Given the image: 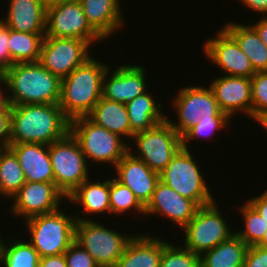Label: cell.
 <instances>
[{"instance_id":"19","label":"cell","mask_w":267,"mask_h":267,"mask_svg":"<svg viewBox=\"0 0 267 267\" xmlns=\"http://www.w3.org/2000/svg\"><path fill=\"white\" fill-rule=\"evenodd\" d=\"M116 172V173H115ZM114 178L127 186L145 207L150 201L160 174L151 170L130 152L115 165Z\"/></svg>"},{"instance_id":"34","label":"cell","mask_w":267,"mask_h":267,"mask_svg":"<svg viewBox=\"0 0 267 267\" xmlns=\"http://www.w3.org/2000/svg\"><path fill=\"white\" fill-rule=\"evenodd\" d=\"M231 119L229 117H201L183 136L182 147L189 148V142L198 137H211L217 131H222L229 128ZM228 127V128H226ZM222 129V130H221ZM204 136V137H203Z\"/></svg>"},{"instance_id":"21","label":"cell","mask_w":267,"mask_h":267,"mask_svg":"<svg viewBox=\"0 0 267 267\" xmlns=\"http://www.w3.org/2000/svg\"><path fill=\"white\" fill-rule=\"evenodd\" d=\"M159 237L134 234L114 267H160L163 248L168 241Z\"/></svg>"},{"instance_id":"28","label":"cell","mask_w":267,"mask_h":267,"mask_svg":"<svg viewBox=\"0 0 267 267\" xmlns=\"http://www.w3.org/2000/svg\"><path fill=\"white\" fill-rule=\"evenodd\" d=\"M249 246L236 234L200 255L201 267H242Z\"/></svg>"},{"instance_id":"31","label":"cell","mask_w":267,"mask_h":267,"mask_svg":"<svg viewBox=\"0 0 267 267\" xmlns=\"http://www.w3.org/2000/svg\"><path fill=\"white\" fill-rule=\"evenodd\" d=\"M26 182L17 156L10 148L0 149V195L11 199Z\"/></svg>"},{"instance_id":"43","label":"cell","mask_w":267,"mask_h":267,"mask_svg":"<svg viewBox=\"0 0 267 267\" xmlns=\"http://www.w3.org/2000/svg\"><path fill=\"white\" fill-rule=\"evenodd\" d=\"M243 3L242 5L248 7L253 12L262 13L267 16V0H238Z\"/></svg>"},{"instance_id":"20","label":"cell","mask_w":267,"mask_h":267,"mask_svg":"<svg viewBox=\"0 0 267 267\" xmlns=\"http://www.w3.org/2000/svg\"><path fill=\"white\" fill-rule=\"evenodd\" d=\"M9 148L17 156L28 182L54 183L52 163L48 145L39 143L10 144Z\"/></svg>"},{"instance_id":"32","label":"cell","mask_w":267,"mask_h":267,"mask_svg":"<svg viewBox=\"0 0 267 267\" xmlns=\"http://www.w3.org/2000/svg\"><path fill=\"white\" fill-rule=\"evenodd\" d=\"M113 178V179H112ZM109 179V199L111 215H123L128 211L141 213L145 216V207L139 202L135 194L114 177Z\"/></svg>"},{"instance_id":"18","label":"cell","mask_w":267,"mask_h":267,"mask_svg":"<svg viewBox=\"0 0 267 267\" xmlns=\"http://www.w3.org/2000/svg\"><path fill=\"white\" fill-rule=\"evenodd\" d=\"M219 109L230 119L235 114H246L251 118V79L246 77L218 76L209 84Z\"/></svg>"},{"instance_id":"14","label":"cell","mask_w":267,"mask_h":267,"mask_svg":"<svg viewBox=\"0 0 267 267\" xmlns=\"http://www.w3.org/2000/svg\"><path fill=\"white\" fill-rule=\"evenodd\" d=\"M10 200H13L9 208L10 213L26 220L58 210L59 205L66 201V197L57 189L55 183L26 181Z\"/></svg>"},{"instance_id":"16","label":"cell","mask_w":267,"mask_h":267,"mask_svg":"<svg viewBox=\"0 0 267 267\" xmlns=\"http://www.w3.org/2000/svg\"><path fill=\"white\" fill-rule=\"evenodd\" d=\"M146 73L145 67L139 64L124 63L115 69L109 66L103 77L102 97L125 105L130 103L136 96L148 91Z\"/></svg>"},{"instance_id":"42","label":"cell","mask_w":267,"mask_h":267,"mask_svg":"<svg viewBox=\"0 0 267 267\" xmlns=\"http://www.w3.org/2000/svg\"><path fill=\"white\" fill-rule=\"evenodd\" d=\"M38 267H67L64 253L55 256L41 257Z\"/></svg>"},{"instance_id":"45","label":"cell","mask_w":267,"mask_h":267,"mask_svg":"<svg viewBox=\"0 0 267 267\" xmlns=\"http://www.w3.org/2000/svg\"><path fill=\"white\" fill-rule=\"evenodd\" d=\"M0 109L7 103V99H6V93L7 91L4 90V83L2 80H0ZM3 87V90L4 92L2 91V88Z\"/></svg>"},{"instance_id":"13","label":"cell","mask_w":267,"mask_h":267,"mask_svg":"<svg viewBox=\"0 0 267 267\" xmlns=\"http://www.w3.org/2000/svg\"><path fill=\"white\" fill-rule=\"evenodd\" d=\"M90 49L82 39L44 36L39 63L62 80L92 57Z\"/></svg>"},{"instance_id":"40","label":"cell","mask_w":267,"mask_h":267,"mask_svg":"<svg viewBox=\"0 0 267 267\" xmlns=\"http://www.w3.org/2000/svg\"><path fill=\"white\" fill-rule=\"evenodd\" d=\"M242 267H267V247L249 246Z\"/></svg>"},{"instance_id":"1","label":"cell","mask_w":267,"mask_h":267,"mask_svg":"<svg viewBox=\"0 0 267 267\" xmlns=\"http://www.w3.org/2000/svg\"><path fill=\"white\" fill-rule=\"evenodd\" d=\"M70 132V120L59 104L11 106V144L50 145Z\"/></svg>"},{"instance_id":"39","label":"cell","mask_w":267,"mask_h":267,"mask_svg":"<svg viewBox=\"0 0 267 267\" xmlns=\"http://www.w3.org/2000/svg\"><path fill=\"white\" fill-rule=\"evenodd\" d=\"M11 144V105L7 102L0 109V149L9 148Z\"/></svg>"},{"instance_id":"8","label":"cell","mask_w":267,"mask_h":267,"mask_svg":"<svg viewBox=\"0 0 267 267\" xmlns=\"http://www.w3.org/2000/svg\"><path fill=\"white\" fill-rule=\"evenodd\" d=\"M131 140L128 152L159 174L182 147V137L167 119L151 129L134 134Z\"/></svg>"},{"instance_id":"49","label":"cell","mask_w":267,"mask_h":267,"mask_svg":"<svg viewBox=\"0 0 267 267\" xmlns=\"http://www.w3.org/2000/svg\"><path fill=\"white\" fill-rule=\"evenodd\" d=\"M3 73H4V71L0 68V80L3 79Z\"/></svg>"},{"instance_id":"5","label":"cell","mask_w":267,"mask_h":267,"mask_svg":"<svg viewBox=\"0 0 267 267\" xmlns=\"http://www.w3.org/2000/svg\"><path fill=\"white\" fill-rule=\"evenodd\" d=\"M70 133L78 141L87 162L115 167L129 150V143L123 137L96 125L87 116L72 119Z\"/></svg>"},{"instance_id":"35","label":"cell","mask_w":267,"mask_h":267,"mask_svg":"<svg viewBox=\"0 0 267 267\" xmlns=\"http://www.w3.org/2000/svg\"><path fill=\"white\" fill-rule=\"evenodd\" d=\"M160 267H201V258L183 245L168 242L163 248Z\"/></svg>"},{"instance_id":"25","label":"cell","mask_w":267,"mask_h":267,"mask_svg":"<svg viewBox=\"0 0 267 267\" xmlns=\"http://www.w3.org/2000/svg\"><path fill=\"white\" fill-rule=\"evenodd\" d=\"M87 117L96 125L123 136L124 140L127 138V143L130 142L131 126L125 104L101 97Z\"/></svg>"},{"instance_id":"30","label":"cell","mask_w":267,"mask_h":267,"mask_svg":"<svg viewBox=\"0 0 267 267\" xmlns=\"http://www.w3.org/2000/svg\"><path fill=\"white\" fill-rule=\"evenodd\" d=\"M45 33L18 32L10 29L9 51L14 63L39 62Z\"/></svg>"},{"instance_id":"15","label":"cell","mask_w":267,"mask_h":267,"mask_svg":"<svg viewBox=\"0 0 267 267\" xmlns=\"http://www.w3.org/2000/svg\"><path fill=\"white\" fill-rule=\"evenodd\" d=\"M207 60L218 66L224 75L251 78L256 72L236 40L223 28L203 44Z\"/></svg>"},{"instance_id":"17","label":"cell","mask_w":267,"mask_h":267,"mask_svg":"<svg viewBox=\"0 0 267 267\" xmlns=\"http://www.w3.org/2000/svg\"><path fill=\"white\" fill-rule=\"evenodd\" d=\"M199 206L186 197L181 196L174 189L159 180L148 204L145 206V215L167 217L173 224L182 230L194 217Z\"/></svg>"},{"instance_id":"11","label":"cell","mask_w":267,"mask_h":267,"mask_svg":"<svg viewBox=\"0 0 267 267\" xmlns=\"http://www.w3.org/2000/svg\"><path fill=\"white\" fill-rule=\"evenodd\" d=\"M174 98L172 107L176 112L177 122L167 120L182 137L199 119L205 117H228L218 106L210 87L188 85L181 87Z\"/></svg>"},{"instance_id":"46","label":"cell","mask_w":267,"mask_h":267,"mask_svg":"<svg viewBox=\"0 0 267 267\" xmlns=\"http://www.w3.org/2000/svg\"><path fill=\"white\" fill-rule=\"evenodd\" d=\"M67 1H70V0H41V2L46 8L59 4V3L67 2Z\"/></svg>"},{"instance_id":"38","label":"cell","mask_w":267,"mask_h":267,"mask_svg":"<svg viewBox=\"0 0 267 267\" xmlns=\"http://www.w3.org/2000/svg\"><path fill=\"white\" fill-rule=\"evenodd\" d=\"M10 28L0 19V68L5 71L15 63L9 51Z\"/></svg>"},{"instance_id":"27","label":"cell","mask_w":267,"mask_h":267,"mask_svg":"<svg viewBox=\"0 0 267 267\" xmlns=\"http://www.w3.org/2000/svg\"><path fill=\"white\" fill-rule=\"evenodd\" d=\"M223 28L236 40L256 72L267 71V46L250 24L246 26L245 24L227 22Z\"/></svg>"},{"instance_id":"3","label":"cell","mask_w":267,"mask_h":267,"mask_svg":"<svg viewBox=\"0 0 267 267\" xmlns=\"http://www.w3.org/2000/svg\"><path fill=\"white\" fill-rule=\"evenodd\" d=\"M109 65L93 57L61 80L59 106L71 121L87 116L102 97L103 77Z\"/></svg>"},{"instance_id":"12","label":"cell","mask_w":267,"mask_h":267,"mask_svg":"<svg viewBox=\"0 0 267 267\" xmlns=\"http://www.w3.org/2000/svg\"><path fill=\"white\" fill-rule=\"evenodd\" d=\"M45 36L82 39L90 45L104 41L88 23L79 0L46 8Z\"/></svg>"},{"instance_id":"23","label":"cell","mask_w":267,"mask_h":267,"mask_svg":"<svg viewBox=\"0 0 267 267\" xmlns=\"http://www.w3.org/2000/svg\"><path fill=\"white\" fill-rule=\"evenodd\" d=\"M88 23L104 39L125 24L119 0H79ZM124 21V22H123Z\"/></svg>"},{"instance_id":"4","label":"cell","mask_w":267,"mask_h":267,"mask_svg":"<svg viewBox=\"0 0 267 267\" xmlns=\"http://www.w3.org/2000/svg\"><path fill=\"white\" fill-rule=\"evenodd\" d=\"M66 213V214H65ZM77 219L74 214L58 209L25 220L29 242L40 257L63 254L75 241Z\"/></svg>"},{"instance_id":"37","label":"cell","mask_w":267,"mask_h":267,"mask_svg":"<svg viewBox=\"0 0 267 267\" xmlns=\"http://www.w3.org/2000/svg\"><path fill=\"white\" fill-rule=\"evenodd\" d=\"M67 267H99L94 258L76 241L64 252Z\"/></svg>"},{"instance_id":"7","label":"cell","mask_w":267,"mask_h":267,"mask_svg":"<svg viewBox=\"0 0 267 267\" xmlns=\"http://www.w3.org/2000/svg\"><path fill=\"white\" fill-rule=\"evenodd\" d=\"M80 217L75 226V241L95 260L99 267H114L134 236L111 230L94 219Z\"/></svg>"},{"instance_id":"41","label":"cell","mask_w":267,"mask_h":267,"mask_svg":"<svg viewBox=\"0 0 267 267\" xmlns=\"http://www.w3.org/2000/svg\"><path fill=\"white\" fill-rule=\"evenodd\" d=\"M247 202L260 214V216L267 222V189L258 196L252 199L248 198Z\"/></svg>"},{"instance_id":"9","label":"cell","mask_w":267,"mask_h":267,"mask_svg":"<svg viewBox=\"0 0 267 267\" xmlns=\"http://www.w3.org/2000/svg\"><path fill=\"white\" fill-rule=\"evenodd\" d=\"M54 183L67 198L89 178V167L78 141L69 132L63 139L48 145Z\"/></svg>"},{"instance_id":"47","label":"cell","mask_w":267,"mask_h":267,"mask_svg":"<svg viewBox=\"0 0 267 267\" xmlns=\"http://www.w3.org/2000/svg\"><path fill=\"white\" fill-rule=\"evenodd\" d=\"M256 122L260 124L266 130L265 132L267 133V113L258 118Z\"/></svg>"},{"instance_id":"26","label":"cell","mask_w":267,"mask_h":267,"mask_svg":"<svg viewBox=\"0 0 267 267\" xmlns=\"http://www.w3.org/2000/svg\"><path fill=\"white\" fill-rule=\"evenodd\" d=\"M150 92L136 96L126 104L129 123L131 126V139L134 134L155 127L167 119V114L162 111V104L156 102Z\"/></svg>"},{"instance_id":"2","label":"cell","mask_w":267,"mask_h":267,"mask_svg":"<svg viewBox=\"0 0 267 267\" xmlns=\"http://www.w3.org/2000/svg\"><path fill=\"white\" fill-rule=\"evenodd\" d=\"M2 81L10 92L6 99L11 106L60 101L61 79L39 62L15 63L4 71Z\"/></svg>"},{"instance_id":"29","label":"cell","mask_w":267,"mask_h":267,"mask_svg":"<svg viewBox=\"0 0 267 267\" xmlns=\"http://www.w3.org/2000/svg\"><path fill=\"white\" fill-rule=\"evenodd\" d=\"M11 237V243L3 241L0 235V266L2 267H38L40 255L28 239ZM7 242V243H5Z\"/></svg>"},{"instance_id":"44","label":"cell","mask_w":267,"mask_h":267,"mask_svg":"<svg viewBox=\"0 0 267 267\" xmlns=\"http://www.w3.org/2000/svg\"><path fill=\"white\" fill-rule=\"evenodd\" d=\"M257 32L259 38L267 46V16H262V18L251 25Z\"/></svg>"},{"instance_id":"24","label":"cell","mask_w":267,"mask_h":267,"mask_svg":"<svg viewBox=\"0 0 267 267\" xmlns=\"http://www.w3.org/2000/svg\"><path fill=\"white\" fill-rule=\"evenodd\" d=\"M68 202L74 203L75 206L83 208L75 216L77 220H80V213L88 216L92 214H104L111 215L110 199H109V178L106 180L93 182L91 179L85 180L73 193L67 198Z\"/></svg>"},{"instance_id":"33","label":"cell","mask_w":267,"mask_h":267,"mask_svg":"<svg viewBox=\"0 0 267 267\" xmlns=\"http://www.w3.org/2000/svg\"><path fill=\"white\" fill-rule=\"evenodd\" d=\"M238 210L244 219V229L235 231V234L248 246L256 245L267 230V222L247 201L242 206L240 205Z\"/></svg>"},{"instance_id":"10","label":"cell","mask_w":267,"mask_h":267,"mask_svg":"<svg viewBox=\"0 0 267 267\" xmlns=\"http://www.w3.org/2000/svg\"><path fill=\"white\" fill-rule=\"evenodd\" d=\"M217 205L214 201L209 205L199 207L194 217L182 229L185 232L182 242L186 249L201 255L235 234Z\"/></svg>"},{"instance_id":"22","label":"cell","mask_w":267,"mask_h":267,"mask_svg":"<svg viewBox=\"0 0 267 267\" xmlns=\"http://www.w3.org/2000/svg\"><path fill=\"white\" fill-rule=\"evenodd\" d=\"M4 17L0 19L14 31L45 33L46 7L41 0H9Z\"/></svg>"},{"instance_id":"48","label":"cell","mask_w":267,"mask_h":267,"mask_svg":"<svg viewBox=\"0 0 267 267\" xmlns=\"http://www.w3.org/2000/svg\"><path fill=\"white\" fill-rule=\"evenodd\" d=\"M256 245L261 246V247H267V230L264 233L263 238Z\"/></svg>"},{"instance_id":"36","label":"cell","mask_w":267,"mask_h":267,"mask_svg":"<svg viewBox=\"0 0 267 267\" xmlns=\"http://www.w3.org/2000/svg\"><path fill=\"white\" fill-rule=\"evenodd\" d=\"M251 118L256 121L267 113V71H257L251 76Z\"/></svg>"},{"instance_id":"6","label":"cell","mask_w":267,"mask_h":267,"mask_svg":"<svg viewBox=\"0 0 267 267\" xmlns=\"http://www.w3.org/2000/svg\"><path fill=\"white\" fill-rule=\"evenodd\" d=\"M193 151L181 147L167 167L161 172L160 180L181 196L194 201L199 207L215 201L204 179L205 173L196 164Z\"/></svg>"}]
</instances>
